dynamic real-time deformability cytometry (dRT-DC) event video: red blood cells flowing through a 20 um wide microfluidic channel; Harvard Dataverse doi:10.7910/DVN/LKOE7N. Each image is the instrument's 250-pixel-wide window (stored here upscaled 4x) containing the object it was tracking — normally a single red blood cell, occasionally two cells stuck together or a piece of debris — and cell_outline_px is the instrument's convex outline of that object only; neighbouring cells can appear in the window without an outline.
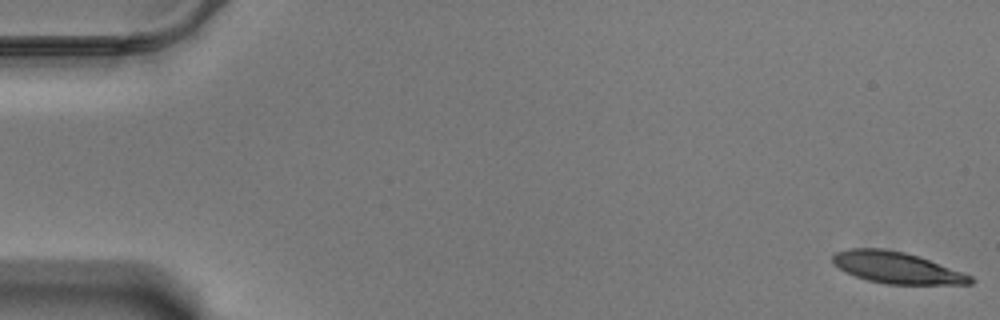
{"species": "Egyptian fruit bat (a non-hibernating species)", "species_latin": "Rousettus aegyptiacus", "temperature_condition": "warm", "stored_images_in_passage": 19, "camera_frame_rate_fps": 3000, "um_per_image_px": 0.085, "animal": {"sex": "male"}, "frame": {"image": 1, "passage_image": 1, "time_ms": 0.0, "image_size_px": [1000, 320], "cell_outline_px": [[976, 280], [972, 284], [884, 284], [868, 280], [856, 276], [832, 264], [832, 256], [836, 252], [848, 248], [884, 248], [904, 252], [964, 272], [972, 276]], "centroid_in_image_um": [76.22, 22.75], "position_along_channel_um": 8.8, "area_um2": 25.14}}
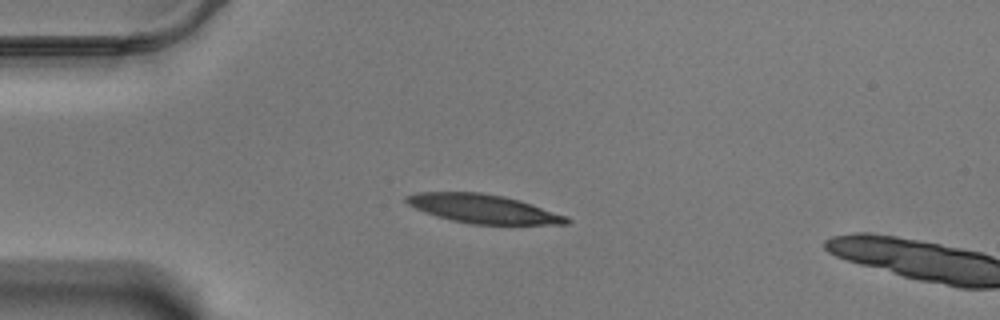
{"frame": {"image": 2, "passage_image": 15, "time_ms": 4.667, "image_size_px": [1000, 320], "cell_outline_px": [[572, 220], [568, 224], [472, 224], [452, 220], [436, 216], [424, 212], [408, 204], [404, 200], [404, 196], [416, 192], [480, 192], [504, 196], [520, 200], [568, 216]], "centroid_in_image_um": [41.07, 17.74], "position_along_channel_um": 43.9, "area_um2": 26.93}}